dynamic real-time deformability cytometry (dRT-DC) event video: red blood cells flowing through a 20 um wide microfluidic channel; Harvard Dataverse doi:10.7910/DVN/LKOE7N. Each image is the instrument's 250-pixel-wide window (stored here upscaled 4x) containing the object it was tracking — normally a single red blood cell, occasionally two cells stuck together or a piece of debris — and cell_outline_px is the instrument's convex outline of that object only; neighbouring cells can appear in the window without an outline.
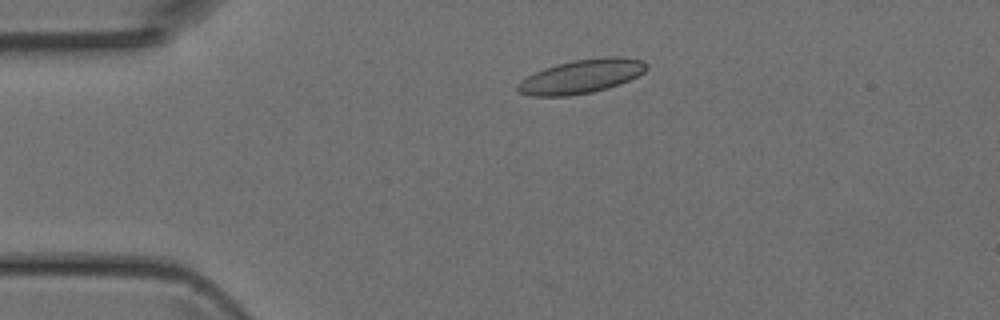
{"species": "Egyptian fruit bat (a non-hibernating species)", "species_latin": "Rousettus aegyptiacus", "temperature_condition": "room temperature", "stored_images_in_passage": 4, "camera_frame_rate_fps": 3000, "um_per_image_px": 0.085, "animal": {"sex": "female"}, "frame": {"image": 1, "passage_image": 3, "time_ms": 0.667, "image_size_px": [1000, 320], "cell_outline_px": [[648, 68], [644, 72], [620, 84], [608, 88], [592, 92], [568, 96], [532, 96], [520, 92], [516, 88], [516, 84], [520, 80], [544, 68], [556, 64], [576, 60], [604, 56], [620, 56], [644, 60], [648, 64]], "centroid_in_image_um": [49.44, 6.48], "position_along_channel_um": 35.6, "area_um2": 25.49}}